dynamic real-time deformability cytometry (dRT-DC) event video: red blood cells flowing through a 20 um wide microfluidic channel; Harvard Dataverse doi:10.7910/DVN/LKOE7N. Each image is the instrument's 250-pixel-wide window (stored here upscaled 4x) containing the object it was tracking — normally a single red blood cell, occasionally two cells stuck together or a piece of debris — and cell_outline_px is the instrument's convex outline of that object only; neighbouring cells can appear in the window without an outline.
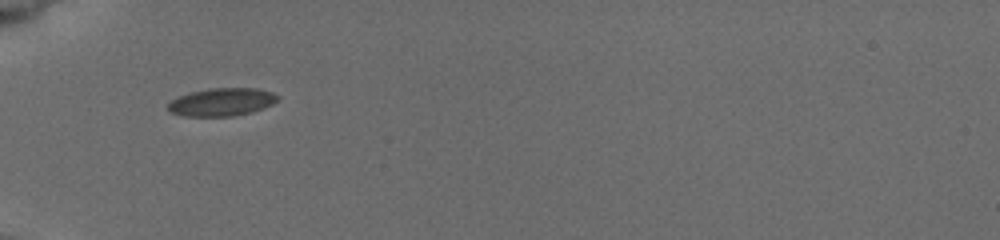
{"species": "common noctule bat (a hibernating species)", "species_latin": "Nyctalus noctula", "temperature_condition": "cold", "stored_images_in_passage": 25, "camera_frame_rate_fps": 3000, "um_per_image_px": 0.085, "animal": {"sex": "female", "body_mass_g": 19.5, "forearm_length_mm": 54.1}, "frame": {"image": 1, "passage_image": 1, "time_ms": 0.0, "image_size_px": [1000, 240], "cell_outline_px": [[280, 96], [272, 104], [252, 112], [232, 116], [184, 116], [172, 112], [168, 108], [168, 104], [172, 100], [180, 96], [192, 92], [208, 88], [256, 88], [272, 92]], "centroid_in_image_um": [18.87, 8.66], "position_along_channel_um": 66.1, "area_um2": 17.63}}
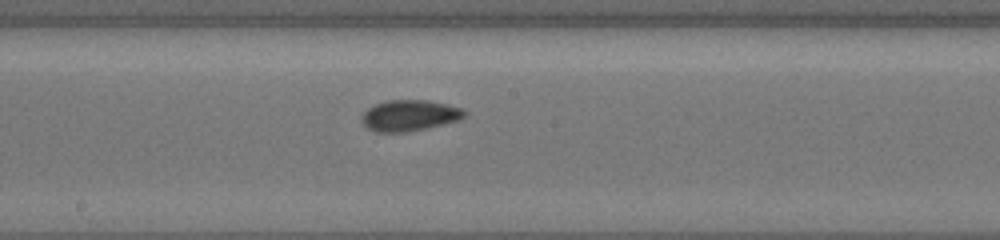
{"frame": {"image": 2, "passage_image": 11, "time_ms": 4.0, "image_size_px": [1000, 240], "cell_outline_px": [[464, 116], [460, 120], [424, 128], [404, 132], [376, 132], [368, 128], [364, 124], [364, 112], [368, 108], [376, 104], [388, 100], [428, 100], [448, 104], [460, 108], [464, 112]], "centroid_in_image_um": [34.82, 9.8], "position_along_channel_um": 213.4, "area_um2": 18.15}}
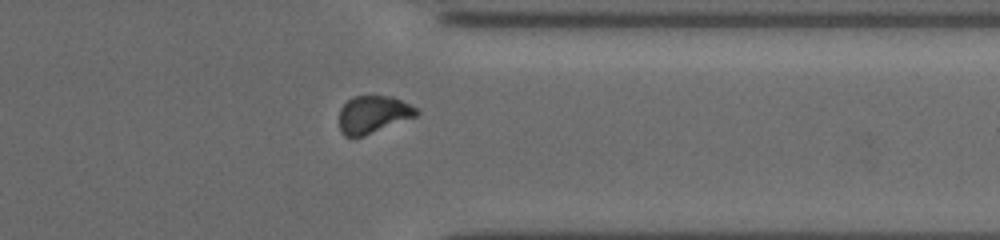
{"frame": {"image": 3, "passage_image": 22, "time_ms": 8.333, "image_size_px": [1000, 240], "cell_outline_px": [[420, 112], [416, 116], [364, 136], [352, 140], [344, 136], [340, 132], [340, 108], [352, 96], [392, 96], [416, 108]], "centroid_in_image_um": [31.67, 9.76], "position_along_channel_um": 379.7, "area_um2": 16.99}, "authors_computed_cell_mechanics": {"area_um2": 17.5134, "velocity_mm_per_s": 3.8622, "shape_relaxation_time_tau1_ms": 4.3182, "shape_relaxation_time_tau2_ms": 1.5151, "deformation_change_tau1": 0.0894, "deformation_change_tau2": 0.0578}}